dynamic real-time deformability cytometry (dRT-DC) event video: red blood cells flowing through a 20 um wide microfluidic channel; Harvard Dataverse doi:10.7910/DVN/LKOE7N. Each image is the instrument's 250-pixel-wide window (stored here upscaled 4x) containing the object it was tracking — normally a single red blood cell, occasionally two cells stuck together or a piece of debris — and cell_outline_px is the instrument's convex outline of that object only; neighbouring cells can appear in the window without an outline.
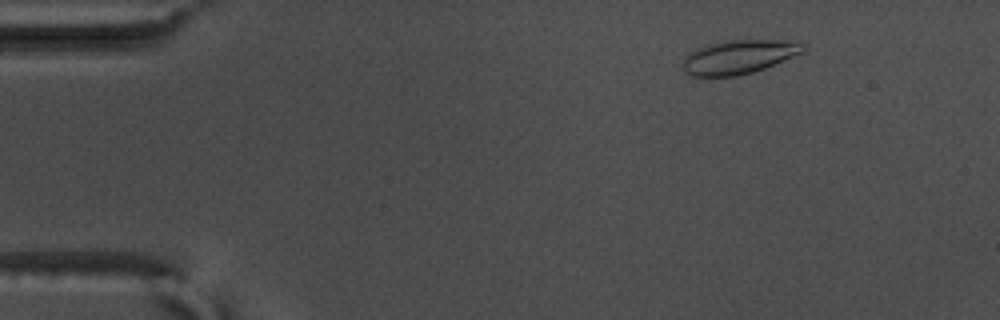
{"species": "common noctule bat (a hibernating species)", "species_latin": "Nyctalus noctula", "temperature_condition": "warm", "stored_images_in_passage": 55, "camera_frame_rate_fps": 3000, "um_per_image_px": 0.085, "animal": {"sex": "male", "body_mass_g": 17.5, "forearm_length_mm": 52.3}, "frame": {"image": 1, "passage_image": 7, "time_ms": 2.0, "image_size_px": [1000, 320], "cell_outline_px": [[804, 52], [764, 68], [752, 72], [736, 76], [692, 76], [684, 72], [684, 60], [688, 52], [696, 48], [724, 40], [804, 40]], "centroid_in_image_um": [62.84, 4.82], "position_along_channel_um": 22.2, "area_um2": 23.87}}
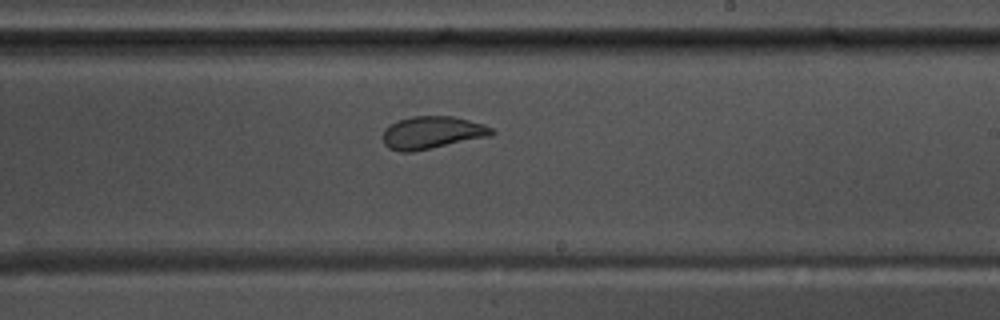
{"frame": {"image": 2, "passage_image": 33, "time_ms": 10.667, "image_size_px": [1000, 320], "cell_outline_px": [[496, 132], [488, 136], [432, 148], [412, 152], [400, 152], [388, 148], [384, 144], [384, 128], [400, 120], [412, 116], [452, 116], [484, 124], [492, 128]], "centroid_in_image_um": [36.71, 11.27], "position_along_channel_um": 252.3, "area_um2": 20.4}}
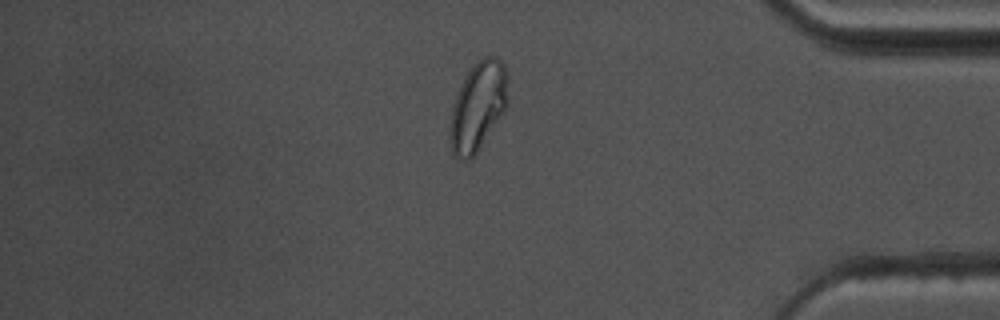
{"frame": {"image": 3, "passage_image": 47, "time_ms": 15.333, "image_size_px": [1000, 320], "cell_outline_px": [[508, 104], [476, 156], [468, 160], [464, 160], [452, 156], [452, 108], [456, 96], [468, 72], [484, 56], [492, 56], [500, 60], [504, 64], [508, 72]], "centroid_in_image_um": [40.69, 9.06], "position_along_channel_um": 394.5, "area_um2": 29.54}, "authors_computed_cell_mechanics": {"area_um2": 22.1952, "velocity_mm_per_s": 3.6315, "shape_relaxation_time_tau1_ms": 7.4572, "shape_relaxation_time_tau2_ms": null, "deformation_change_tau1": 0.1663, "deformation_change_tau2": null}}